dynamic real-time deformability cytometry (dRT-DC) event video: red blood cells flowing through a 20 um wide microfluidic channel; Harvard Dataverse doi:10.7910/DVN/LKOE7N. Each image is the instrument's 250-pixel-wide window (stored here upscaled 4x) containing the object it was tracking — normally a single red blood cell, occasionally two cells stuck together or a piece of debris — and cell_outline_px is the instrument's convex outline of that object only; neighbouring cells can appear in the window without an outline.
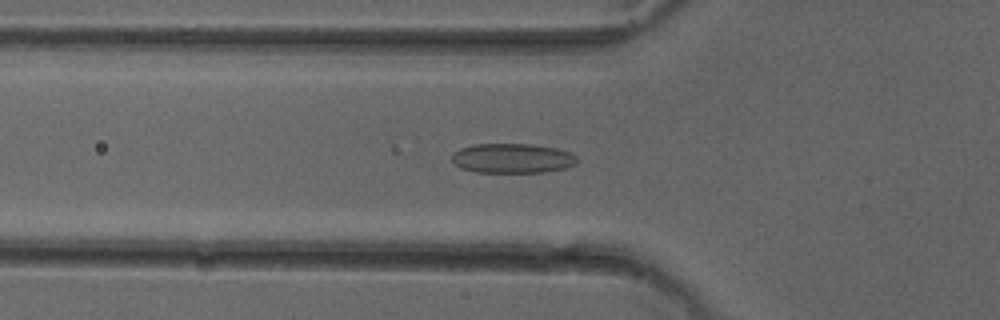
{"species": "common noctule bat (a hibernating species)", "species_latin": "Nyctalus noctula", "temperature_condition": "cold", "stored_images_in_passage": 45, "camera_frame_rate_fps": 3000, "um_per_image_px": 0.085, "animal": {"sex": "female"}, "frame": {"image": 1, "passage_image": 18, "time_ms": 5.667, "image_size_px": [1000, 320], "cell_outline_px": [[576, 164], [564, 168], [544, 172], [476, 172], [460, 168], [452, 160], [452, 156], [460, 148], [472, 144], [532, 144], [556, 148], [572, 152], [576, 156]], "centroid_in_image_um": [43.56, 13.45], "position_along_channel_um": 82.2, "area_um2": 21.62}}
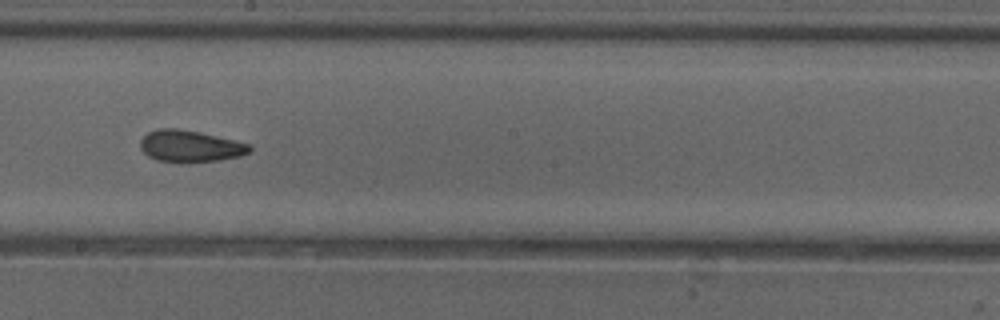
{"frame": {"image": 2, "passage_image": 29, "time_ms": 9.333, "image_size_px": [1000, 320], "cell_outline_px": [[252, 152], [240, 156], [220, 160], [180, 164], [156, 160], [148, 156], [140, 148], [140, 140], [148, 132], [156, 128], [176, 128], [200, 132], [248, 144], [252, 148]], "centroid_in_image_um": [16.13, 12.45], "position_along_channel_um": 232.1, "area_um2": 20.52}}
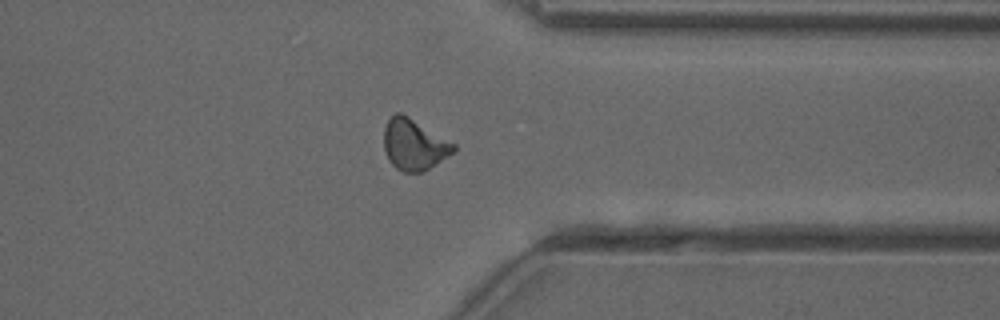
{"frame": {"image": 3, "passage_image": 40, "time_ms": 13.0, "image_size_px": [1000, 320], "cell_outline_px": [[456, 148], [448, 156], [428, 168], [420, 172], [404, 172], [396, 168], [388, 160], [384, 148], [384, 128], [388, 120], [396, 112], [400, 112], [408, 116], [456, 144]], "centroid_in_image_um": [35.17, 12.28], "position_along_channel_um": 376.2, "area_um2": 20.46}}